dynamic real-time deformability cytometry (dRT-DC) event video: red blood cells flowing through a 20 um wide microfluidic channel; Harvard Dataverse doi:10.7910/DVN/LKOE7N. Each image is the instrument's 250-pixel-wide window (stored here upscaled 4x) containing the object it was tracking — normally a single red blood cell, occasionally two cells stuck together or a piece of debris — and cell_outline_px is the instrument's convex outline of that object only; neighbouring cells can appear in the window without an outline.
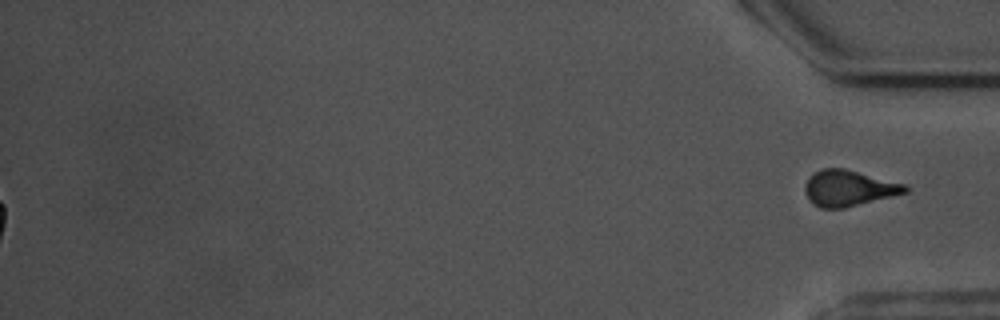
{"species": "common noctule bat (a hibernating species)", "species_latin": "Nyctalus noctula", "temperature_condition": "warm", "stored_images_in_passage": 46, "segment_of_instrument_passage": [2, 2], "camera_frame_rate_fps": 3000, "um_per_image_px": 0.085, "animal": {"sex": "male", "body_mass_g": 17.5, "forearm_length_mm": 52.3}, "frame": {"image": 1, "passage_image": 46, "time_ms": 15.0, "image_size_px": [1000, 320], "cell_outline_px": [[908, 192], [844, 208], [820, 208], [812, 204], [808, 200], [804, 192], [804, 184], [808, 176], [820, 168], [844, 168], [908, 184]], "centroid_in_image_um": [72.11, 15.98], "position_along_channel_um": 363.1, "area_um2": 21.33}}